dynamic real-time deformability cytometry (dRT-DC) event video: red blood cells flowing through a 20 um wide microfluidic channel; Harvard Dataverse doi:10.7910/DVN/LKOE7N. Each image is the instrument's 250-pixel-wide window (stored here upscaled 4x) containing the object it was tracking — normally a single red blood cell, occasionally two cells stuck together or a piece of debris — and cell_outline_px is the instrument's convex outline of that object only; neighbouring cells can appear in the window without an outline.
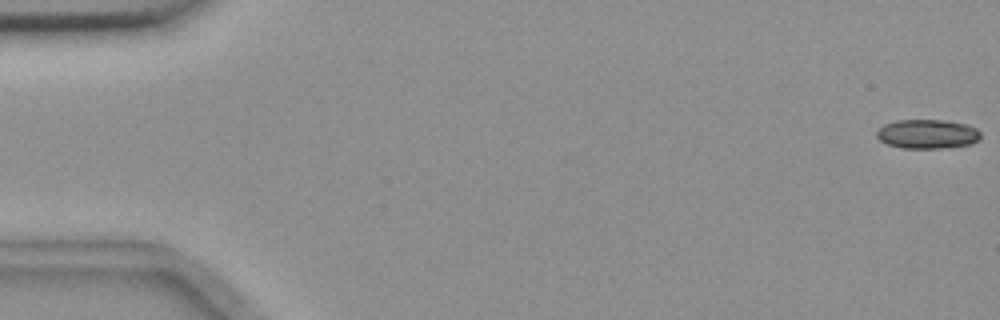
{"species": "common noctule bat (a hibernating species)", "species_latin": "Nyctalus noctula", "temperature_condition": "room temperature", "stored_images_in_passage": 16, "camera_frame_rate_fps": 3000, "um_per_image_px": 0.085, "animal": {"sex": "female", "body_mass_g": 18.4}, "frame": {"image": 1, "passage_image": 1, "time_ms": 0.0, "image_size_px": [1000, 320], "cell_outline_px": [[980, 140], [972, 144], [940, 148], [904, 148], [888, 144], [880, 140], [876, 136], [876, 132], [884, 124], [896, 120], [948, 120], [968, 124], [976, 128], [980, 132]], "centroid_in_image_um": [78.86, 11.38], "position_along_channel_um": 6.1, "area_um2": 17.8}}
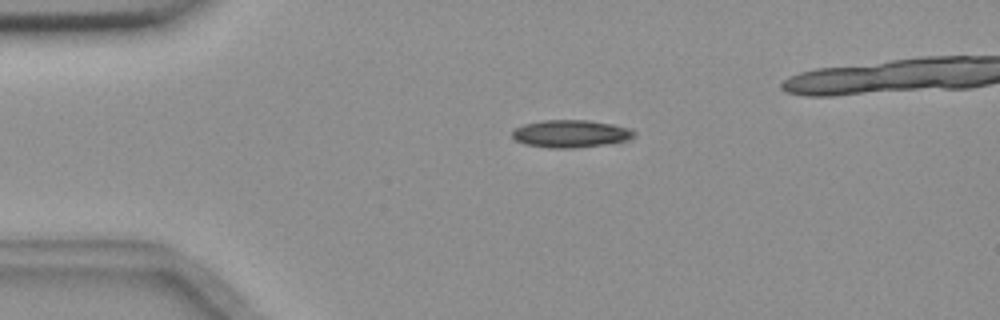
{"frame": {"image": 2, "passage_image": 13, "time_ms": 4.0, "image_size_px": [1000, 320], "cell_outline_px": [[636, 136], [624, 140], [604, 144], [572, 148], [548, 148], [524, 144], [516, 140], [512, 136], [512, 132], [516, 128], [524, 124], [544, 120], [588, 120], [612, 124], [632, 128], [636, 132]], "centroid_in_image_um": [48.51, 11.36], "position_along_channel_um": 36.5, "area_um2": 19.48}}